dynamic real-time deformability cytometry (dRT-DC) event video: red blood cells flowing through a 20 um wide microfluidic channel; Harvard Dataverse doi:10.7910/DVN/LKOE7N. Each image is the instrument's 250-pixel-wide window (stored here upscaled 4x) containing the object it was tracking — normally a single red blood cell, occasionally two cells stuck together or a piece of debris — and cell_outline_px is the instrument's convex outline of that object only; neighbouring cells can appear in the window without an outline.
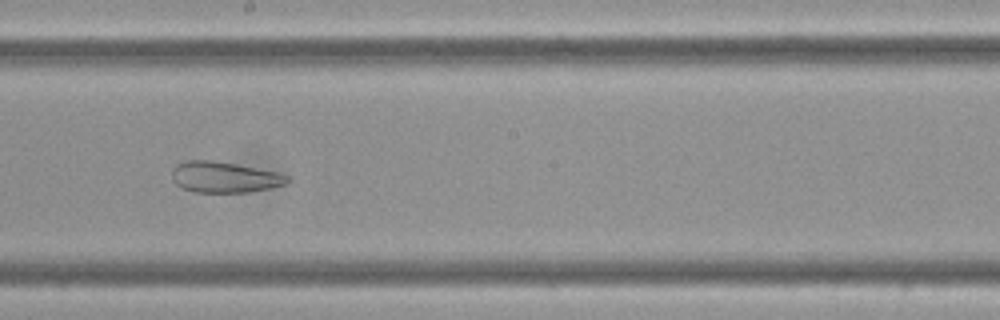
{"species": "Egyptian fruit bat (a non-hibernating species)", "species_latin": "Rousettus aegyptiacus", "temperature_condition": "cold", "stored_images_in_passage": 10, "camera_frame_rate_fps": 3000, "um_per_image_px": 0.085, "frame": {"image": 1, "passage_image": 9, "time_ms": 2.667, "image_size_px": [1000, 320], "cell_outline_px": [[288, 180], [284, 184], [268, 188], [248, 192], [196, 192], [184, 188], [176, 184], [172, 180], [172, 168], [176, 164], [184, 160], [212, 160], [236, 164], [280, 172], [288, 176]], "centroid_in_image_um": [19.04, 15.04], "position_along_channel_um": 229.2, "area_um2": 20.75}}